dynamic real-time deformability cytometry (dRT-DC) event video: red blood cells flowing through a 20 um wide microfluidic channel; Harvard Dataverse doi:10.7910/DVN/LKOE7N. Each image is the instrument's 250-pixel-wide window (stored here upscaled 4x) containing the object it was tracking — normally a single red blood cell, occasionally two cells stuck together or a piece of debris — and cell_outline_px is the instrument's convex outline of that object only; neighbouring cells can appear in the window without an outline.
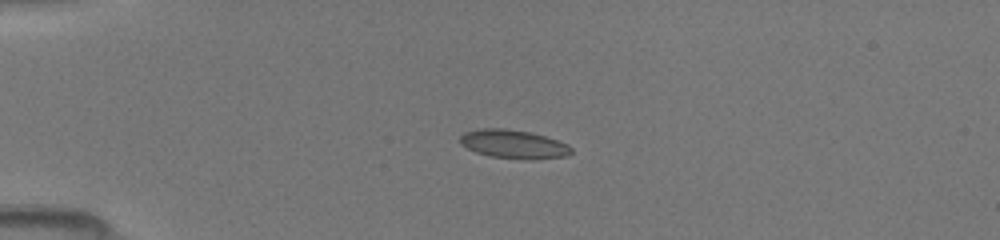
{"species": "common noctule bat (a hibernating species)", "species_latin": "Nyctalus noctula", "temperature_condition": "room temperature", "stored_images_in_passage": 37, "camera_frame_rate_fps": 3000, "um_per_image_px": 0.085, "animal": {"sex": "female", "body_mass_g": 19.5, "forearm_length_mm": 54.1}, "frame": {"image": 1, "passage_image": 1, "time_ms": 0.0, "image_size_px": [1000, 240], "cell_outline_px": [[572, 152], [568, 156], [532, 160], [488, 156], [476, 152], [460, 144], [460, 136], [464, 132], [480, 128], [504, 128], [528, 132], [544, 136], [568, 144], [572, 148]], "centroid_in_image_um": [43.65, 12.26], "position_along_channel_um": 41.3, "area_um2": 18.61}}
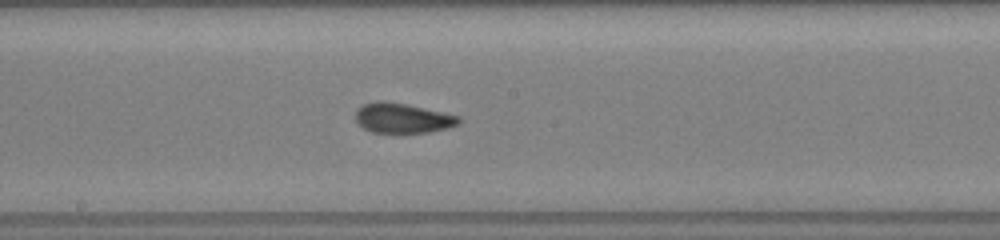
{"frame": {"image": 2, "passage_image": 16, "time_ms": 5.0, "image_size_px": [1000, 240], "cell_outline_px": [[460, 124], [448, 128], [428, 132], [372, 132], [356, 124], [356, 108], [364, 104], [376, 100], [384, 100], [408, 104], [444, 112], [460, 116]], "centroid_in_image_um": [34.21, 10.02], "position_along_channel_um": 214.0, "area_um2": 18.21}}
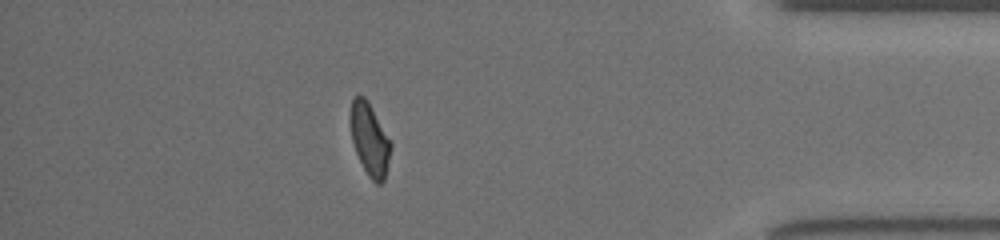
{"frame": {"image": 3, "passage_image": 32, "time_ms": 10.333, "image_size_px": [1000, 240], "cell_outline_px": [[392, 144], [384, 180], [380, 184], [376, 184], [368, 176], [356, 152], [352, 140], [348, 120], [352, 100], [356, 96], [364, 96], [368, 100]], "centroid_in_image_um": [31.39, 11.82], "position_along_channel_um": 403.8, "area_um2": 16.99}}